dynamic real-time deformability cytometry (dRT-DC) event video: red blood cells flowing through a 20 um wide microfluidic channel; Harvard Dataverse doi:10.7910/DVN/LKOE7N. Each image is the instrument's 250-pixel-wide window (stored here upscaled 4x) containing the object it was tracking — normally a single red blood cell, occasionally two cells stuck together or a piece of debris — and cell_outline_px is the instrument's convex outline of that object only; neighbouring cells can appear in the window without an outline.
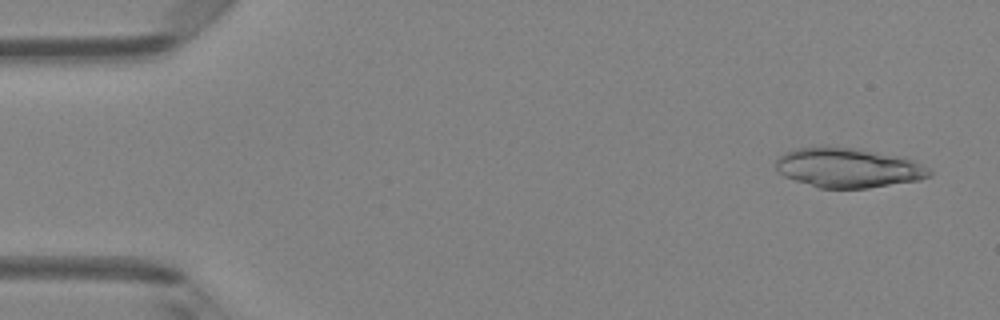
{"species": "Egyptian fruit bat (a non-hibernating species)", "species_latin": "Rousettus aegyptiacus", "temperature_condition": "room temperature", "stored_images_in_passage": 15, "camera_frame_rate_fps": 3000, "um_per_image_px": 0.085, "animal": {"sex": "female"}, "frame": {"image": 1, "passage_image": 3, "time_ms": 0.667, "image_size_px": [1000, 320], "cell_outline_px": [[932, 176], [920, 180], [868, 188], [820, 188], [784, 176], [776, 168], [776, 160], [784, 152], [796, 148], [824, 144], [828, 144], [852, 148], [912, 160], [928, 168], [932, 172]], "centroid_in_image_um": [72.05, 14.25], "position_along_channel_um": 13.0, "area_um2": 35.37}}